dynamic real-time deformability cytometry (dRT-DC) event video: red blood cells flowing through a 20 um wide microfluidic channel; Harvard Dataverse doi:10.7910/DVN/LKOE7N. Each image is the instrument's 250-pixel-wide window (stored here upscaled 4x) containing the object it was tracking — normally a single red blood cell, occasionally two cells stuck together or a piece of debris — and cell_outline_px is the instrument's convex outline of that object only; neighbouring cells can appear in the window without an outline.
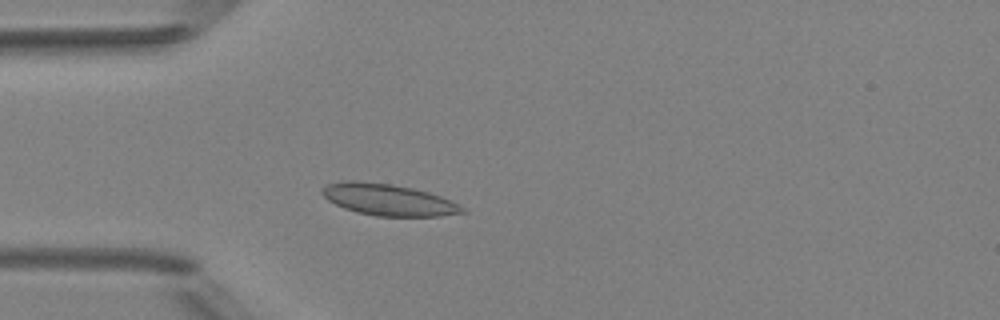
{"species": "Egyptian fruit bat (a non-hibernating species)", "species_latin": "Rousettus aegyptiacus", "temperature_condition": "room temperature", "stored_images_in_passage": 4, "camera_frame_rate_fps": 3000, "um_per_image_px": 0.085, "animal": {"sex": "female"}, "frame": {"image": 1, "passage_image": 4, "time_ms": 3.667, "image_size_px": [1000, 320], "cell_outline_px": [[468, 212], [440, 216], [376, 216], [356, 212], [344, 208], [328, 200], [320, 192], [320, 188], [328, 184], [344, 180], [356, 180], [392, 184], [412, 188], [428, 192], [440, 196], [464, 208]], "centroid_in_image_um": [32.96, 16.97], "position_along_channel_um": 52.0, "area_um2": 25.72}}